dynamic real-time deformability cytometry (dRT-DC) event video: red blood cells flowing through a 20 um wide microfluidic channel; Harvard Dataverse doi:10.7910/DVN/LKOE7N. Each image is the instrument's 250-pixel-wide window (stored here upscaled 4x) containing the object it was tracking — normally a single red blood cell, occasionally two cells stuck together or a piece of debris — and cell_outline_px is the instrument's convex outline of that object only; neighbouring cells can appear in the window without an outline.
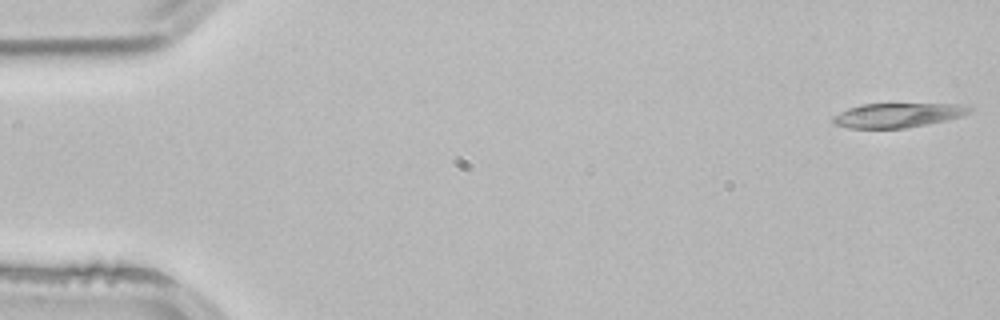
{"species": "common noctule bat (a hibernating species)", "species_latin": "Nyctalus noctula", "temperature_condition": "room temperature", "stored_images_in_passage": 48, "camera_frame_rate_fps": 3000, "um_per_image_px": 0.085, "animal": {"sex": "male", "body_mass_g": 21.5, "forearm_length_mm": 52.0}, "frame": {"image": 1, "passage_image": 1, "time_ms": 0.0, "image_size_px": [1000, 320], "cell_outline_px": [[972, 108], [968, 112], [960, 116], [944, 120], [904, 128], [852, 128], [836, 124], [832, 120], [832, 116], [848, 108], [864, 104], [968, 104]], "centroid_in_image_um": [76.29, 9.78], "position_along_channel_um": 8.7, "area_um2": 19.02}}
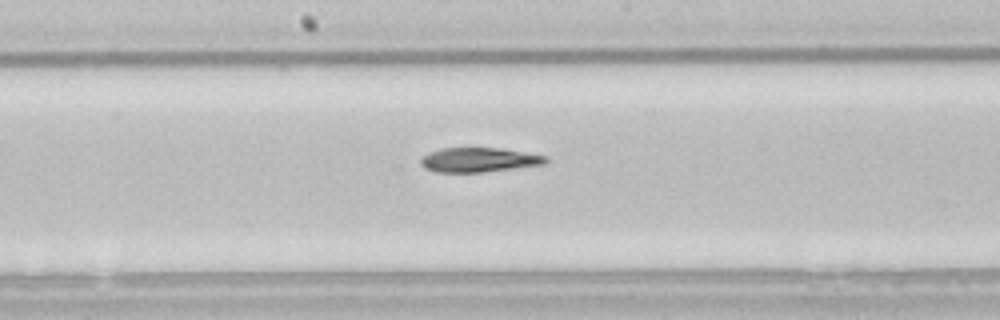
{"frame": {"image": 2, "passage_image": 27, "time_ms": 8.667, "image_size_px": [1000, 320], "cell_outline_px": [[548, 160], [544, 164], [480, 172], [436, 172], [424, 168], [420, 164], [420, 160], [428, 152], [444, 148], [500, 148], [548, 156]], "centroid_in_image_um": [40.68, 13.58], "position_along_channel_um": 207.5, "area_um2": 17.63}}
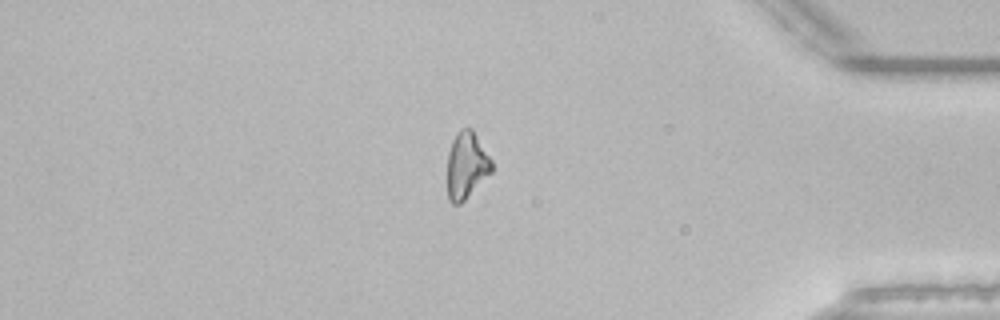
{"frame": {"image": 3, "passage_image": 44, "time_ms": 14.333, "image_size_px": [1000, 320], "cell_outline_px": [[492, 172], [460, 204], [452, 204], [448, 200], [448, 152], [452, 140], [456, 132], [460, 128], [472, 128], [492, 160]], "centroid_in_image_um": [39.65, 14.04], "position_along_channel_um": 395.6, "area_um2": 17.28}}